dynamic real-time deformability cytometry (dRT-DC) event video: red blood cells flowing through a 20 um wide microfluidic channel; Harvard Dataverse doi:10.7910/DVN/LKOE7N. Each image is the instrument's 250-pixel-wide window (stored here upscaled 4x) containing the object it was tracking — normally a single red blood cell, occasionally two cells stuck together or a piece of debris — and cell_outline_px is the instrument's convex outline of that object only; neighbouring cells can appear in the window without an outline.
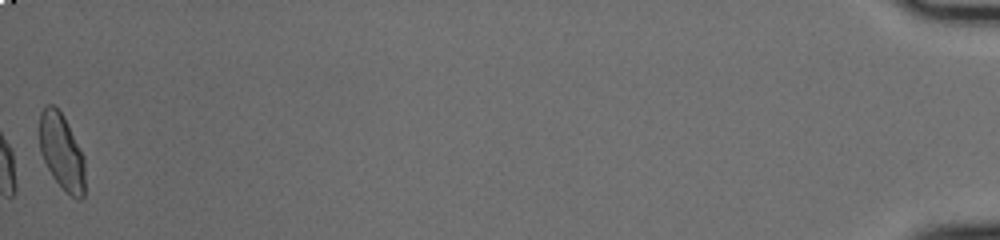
{"species": "common noctule bat (a hibernating species)", "species_latin": "Nyctalus noctula", "temperature_condition": "cold", "stored_images_in_passage": 40, "camera_frame_rate_fps": 3000, "um_per_image_px": 0.085, "animal": {"sex": "male", "body_mass_g": 20.0, "forearm_length_mm": 53.3}, "frame": {"image": 1, "passage_image": 40, "time_ms": 13.0, "image_size_px": [1000, 240], "cell_outline_px": [[84, 196], [80, 200], [72, 196], [52, 176], [40, 152], [40, 112], [44, 104], [52, 104], [60, 112], [84, 156]], "centroid_in_image_um": [5.23, 12.89], "position_along_channel_um": 430.0, "area_um2": 19.65}, "authors_computed_cell_mechanics": {"area_um2": 20.1722, "velocity_mm_per_s": 3.7319, "shape_relaxation_time_tau1_ms": 5.9873, "shape_relaxation_time_tau2_ms": 1.0478, "deformation_change_tau1": 0.1862, "deformation_change_tau2": 0.037}}